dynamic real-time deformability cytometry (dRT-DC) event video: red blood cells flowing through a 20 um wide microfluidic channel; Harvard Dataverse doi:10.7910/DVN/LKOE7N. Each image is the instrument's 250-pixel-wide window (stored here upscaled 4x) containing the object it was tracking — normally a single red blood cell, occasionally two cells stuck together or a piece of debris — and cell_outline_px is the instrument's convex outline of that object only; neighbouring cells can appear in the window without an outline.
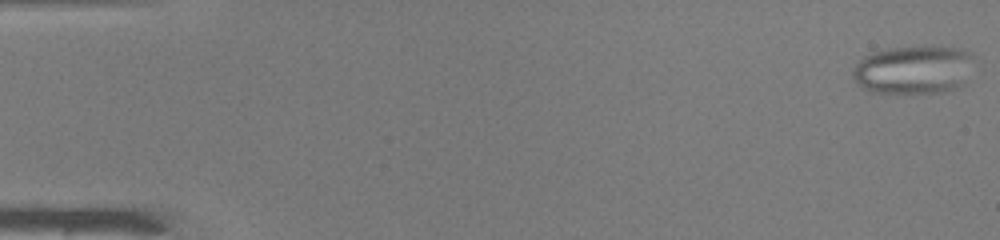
{"species": "common noctule bat (a hibernating species)", "species_latin": "Nyctalus noctula", "temperature_condition": "warm", "stored_images_in_passage": 8, "camera_frame_rate_fps": 3000, "um_per_image_px": 0.085, "animal": {"sex": "male", "body_mass_g": 19.0, "forearm_length_mm": 50.8}, "frame": {"image": 1, "passage_image": 1, "time_ms": 0.0, "image_size_px": [1000, 240], "cell_outline_px": [[972, 56], [960, 84], [956, 88], [944, 92], [868, 92], [856, 84], [852, 80], [852, 72], [856, 64], [864, 56], [872, 52], [888, 48], [956, 48], [972, 52]], "centroid_in_image_um": [77.51, 5.94], "position_along_channel_um": 7.5, "area_um2": 33.18}}